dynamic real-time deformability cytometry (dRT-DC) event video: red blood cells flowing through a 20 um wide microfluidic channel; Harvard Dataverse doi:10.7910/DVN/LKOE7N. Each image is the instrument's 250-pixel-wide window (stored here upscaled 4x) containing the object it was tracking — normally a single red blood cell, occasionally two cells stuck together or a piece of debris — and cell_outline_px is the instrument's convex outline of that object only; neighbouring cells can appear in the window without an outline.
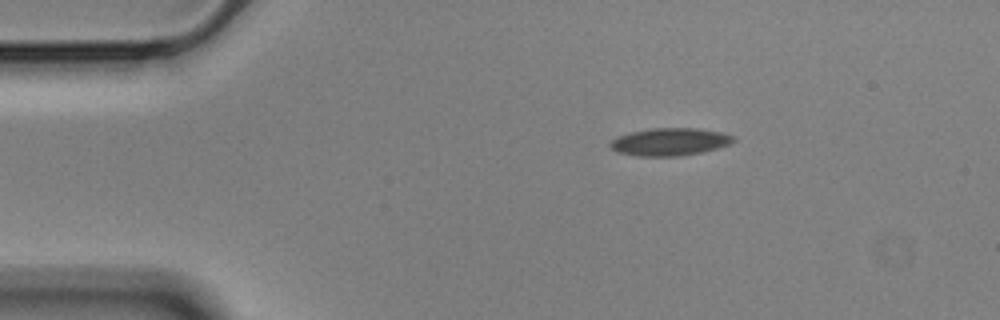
{"species": "Egyptian fruit bat (a non-hibernating species)", "species_latin": "Rousettus aegyptiacus", "temperature_condition": "cold", "stored_images_in_passage": 48, "camera_frame_rate_fps": 3000, "um_per_image_px": 0.085, "animal": {"sex": "male"}, "frame": {"image": 1, "passage_image": 1, "time_ms": 0.0, "image_size_px": [1000, 320], "cell_outline_px": [[736, 140], [728, 144], [716, 148], [700, 152], [680, 156], [636, 156], [616, 152], [608, 144], [612, 140], [620, 136], [632, 132], [652, 128], [696, 128], [720, 132], [732, 136]], "centroid_in_image_um": [56.9, 12.06], "position_along_channel_um": 28.1, "area_um2": 19.54}}
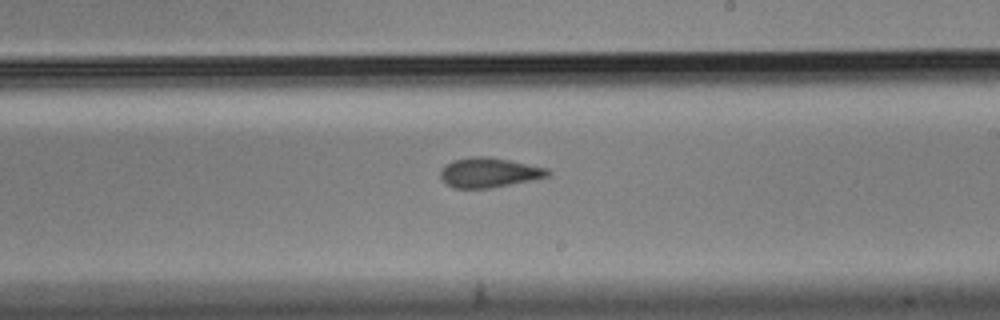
{"frame": {"image": 2, "passage_image": 24, "time_ms": 7.667, "image_size_px": [1000, 320], "cell_outline_px": [[552, 176], [492, 188], [452, 188], [444, 184], [440, 180], [440, 168], [444, 164], [452, 160], [468, 156], [488, 156], [548, 168], [552, 172]], "centroid_in_image_um": [41.53, 14.67], "position_along_channel_um": 247.5, "area_um2": 19.13}}
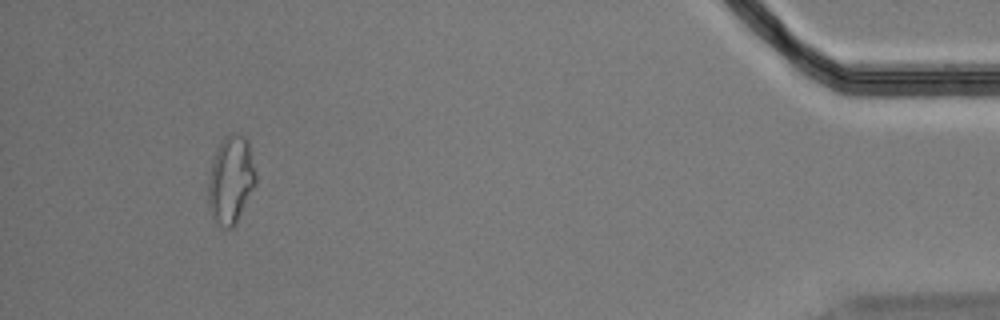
{"frame": {"image": 3, "passage_image": 44, "time_ms": 14.333, "image_size_px": [1000, 320], "cell_outline_px": [[256, 184], [236, 224], [232, 228], [224, 228], [212, 216], [208, 208], [208, 176], [216, 152], [224, 136], [232, 132], [236, 132], [244, 136], [248, 140], [256, 172]], "centroid_in_image_um": [19.63, 15.28], "position_along_channel_um": 415.6, "area_um2": 24.45}, "authors_computed_cell_mechanics": {"area_um2": 19.1896, "velocity_mm_per_s": 3.5442, "shape_relaxation_time_tau1_ms": 5.2046, "shape_relaxation_time_tau2_ms": 3.0062, "deformation_change_tau1": 0.1299, "deformation_change_tau2": 0.103}}